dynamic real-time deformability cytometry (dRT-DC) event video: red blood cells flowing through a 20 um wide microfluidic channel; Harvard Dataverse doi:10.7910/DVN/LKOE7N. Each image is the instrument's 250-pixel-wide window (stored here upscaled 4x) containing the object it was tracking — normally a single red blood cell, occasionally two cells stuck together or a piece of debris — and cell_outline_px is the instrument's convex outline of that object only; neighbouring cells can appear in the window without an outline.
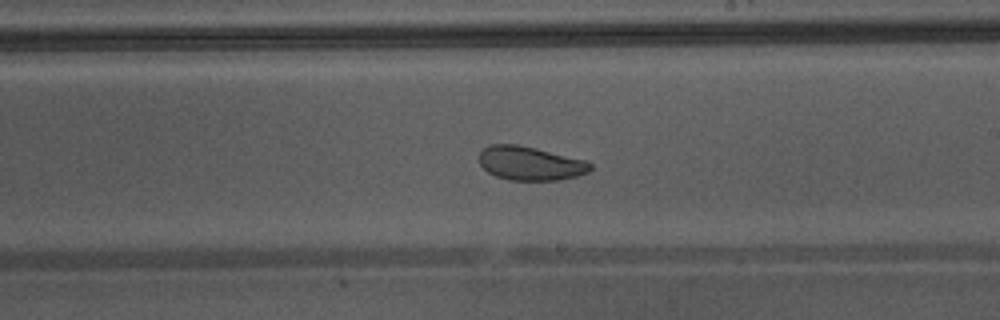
{"species": "Egyptian fruit bat (a non-hibernating species)", "species_latin": "Rousettus aegyptiacus", "temperature_condition": "warm", "stored_images_in_passage": 42, "camera_frame_rate_fps": 3000, "um_per_image_px": 0.085, "animal": {"sex": "male"}, "frame": {"image": 1, "passage_image": 24, "time_ms": 7.667, "image_size_px": [1000, 320], "cell_outline_px": [[592, 168], [588, 172], [576, 176], [560, 180], [508, 180], [496, 176], [488, 172], [480, 164], [480, 152], [484, 148], [492, 144], [516, 144], [536, 148], [584, 160], [592, 164]], "centroid_in_image_um": [45.06, 13.89], "position_along_channel_um": 243.9, "area_um2": 21.79}, "authors_computed_cell_mechanics": {"area_um2": 26.2412, "velocity_mm_per_s": 4.3327, "shape_relaxation_time_tau1_ms": 4.3141, "shape_relaxation_time_tau2_ms": 2.3368, "deformation_change_tau1": 0.0933, "deformation_change_tau2": 0.0849}}